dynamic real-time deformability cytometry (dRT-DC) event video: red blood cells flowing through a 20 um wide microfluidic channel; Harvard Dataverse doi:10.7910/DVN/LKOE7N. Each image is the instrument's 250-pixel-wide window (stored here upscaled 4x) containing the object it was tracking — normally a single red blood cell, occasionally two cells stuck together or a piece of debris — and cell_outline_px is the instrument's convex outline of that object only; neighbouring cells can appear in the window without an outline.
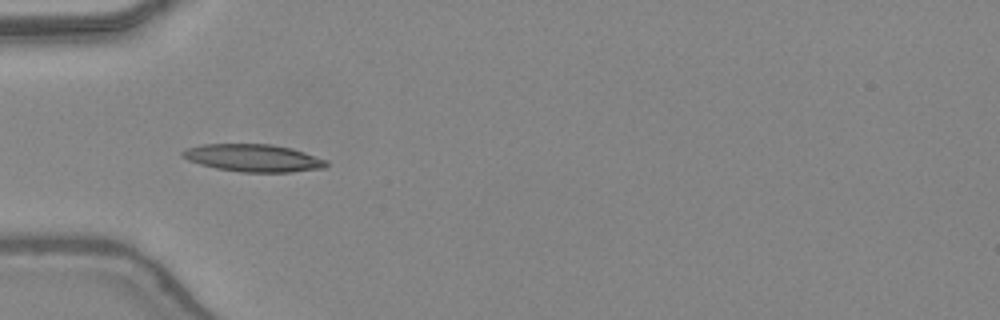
{"species": "common noctule bat (a hibernating species)", "species_latin": "Nyctalus noctula", "temperature_condition": "warm", "stored_images_in_passage": 11, "camera_frame_rate_fps": 3000, "um_per_image_px": 0.085, "animal": {"sex": "female", "body_mass_g": 24.6, "forearm_length_mm": 56.2}, "frame": {"image": 1, "passage_image": 2, "time_ms": 0.333, "image_size_px": [1000, 320], "cell_outline_px": [[328, 164], [324, 168], [292, 172], [240, 172], [216, 168], [200, 164], [188, 160], [180, 156], [180, 152], [188, 148], [200, 144], [272, 144], [292, 148], [328, 160]], "centroid_in_image_um": [21.53, 13.42], "position_along_channel_um": 63.5, "area_um2": 23.18}}
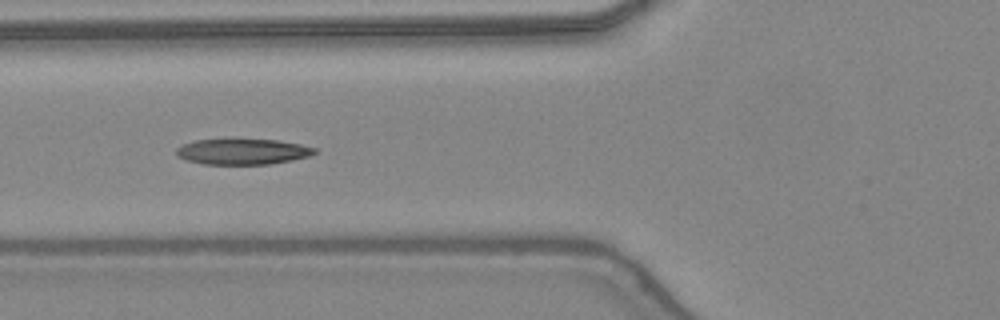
{"frame": {"image": 2, "passage_image": 5, "time_ms": 1.333, "image_size_px": [1000, 320], "cell_outline_px": [[316, 152], [308, 156], [292, 160], [268, 164], [204, 164], [184, 160], [176, 156], [176, 148], [184, 144], [196, 140], [276, 140], [300, 144], [316, 148]], "centroid_in_image_um": [20.59, 12.9], "position_along_channel_um": 105.2, "area_um2": 20.46}}
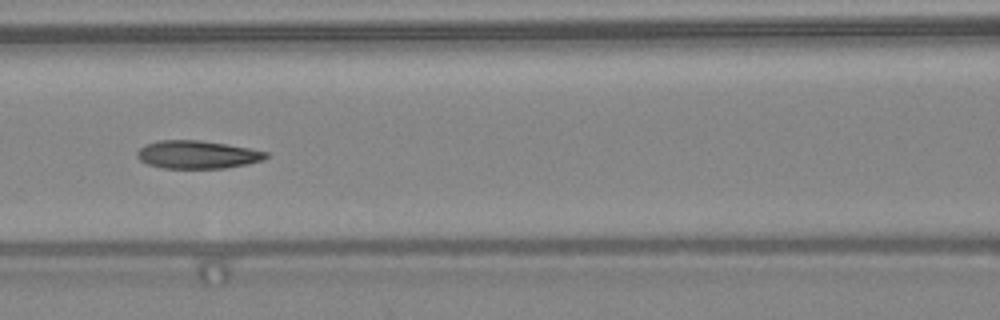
{"frame": {"image": 3, "passage_image": 8, "time_ms": 2.333, "image_size_px": [1000, 320], "cell_outline_px": [[268, 156], [264, 160], [248, 164], [224, 168], [164, 168], [148, 164], [140, 160], [136, 156], [136, 152], [144, 144], [160, 140], [200, 140], [228, 144], [268, 152]], "centroid_in_image_um": [16.77, 13.13], "position_along_channel_um": 149.8, "area_um2": 21.1}}